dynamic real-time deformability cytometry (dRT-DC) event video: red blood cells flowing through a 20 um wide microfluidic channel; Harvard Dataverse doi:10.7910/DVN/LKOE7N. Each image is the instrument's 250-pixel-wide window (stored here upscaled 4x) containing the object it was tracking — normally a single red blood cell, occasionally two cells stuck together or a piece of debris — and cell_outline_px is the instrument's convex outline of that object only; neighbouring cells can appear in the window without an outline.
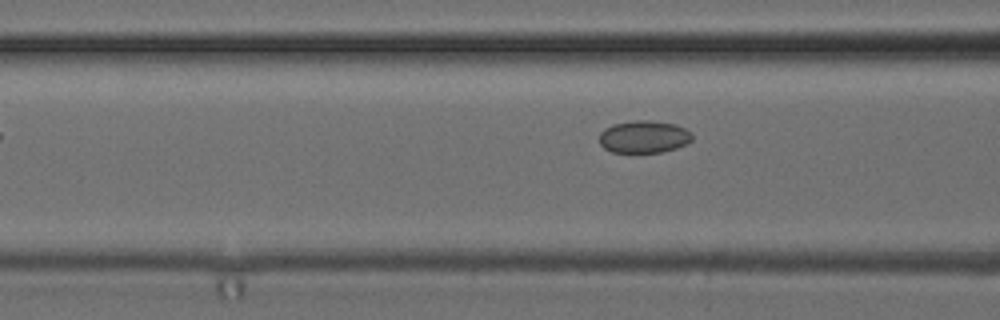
{"species": "common noctule bat (a hibernating species)", "species_latin": "Nyctalus noctula", "temperature_condition": "cold", "stored_images_in_passage": 7, "camera_frame_rate_fps": 3000, "um_per_image_px": 0.085, "animal": {"sex": "female", "body_mass_g": 24.6, "forearm_length_mm": 56.2}, "frame": {"image": 1, "passage_image": 7, "time_ms": 7.667, "image_size_px": [1000, 320], "cell_outline_px": [[692, 140], [688, 144], [676, 148], [660, 152], [612, 152], [604, 148], [600, 144], [600, 132], [604, 128], [612, 124], [636, 120], [648, 120], [676, 124], [684, 128], [692, 136]], "centroid_in_image_um": [54.72, 11.62], "position_along_channel_um": 111.9, "area_um2": 17.51}}